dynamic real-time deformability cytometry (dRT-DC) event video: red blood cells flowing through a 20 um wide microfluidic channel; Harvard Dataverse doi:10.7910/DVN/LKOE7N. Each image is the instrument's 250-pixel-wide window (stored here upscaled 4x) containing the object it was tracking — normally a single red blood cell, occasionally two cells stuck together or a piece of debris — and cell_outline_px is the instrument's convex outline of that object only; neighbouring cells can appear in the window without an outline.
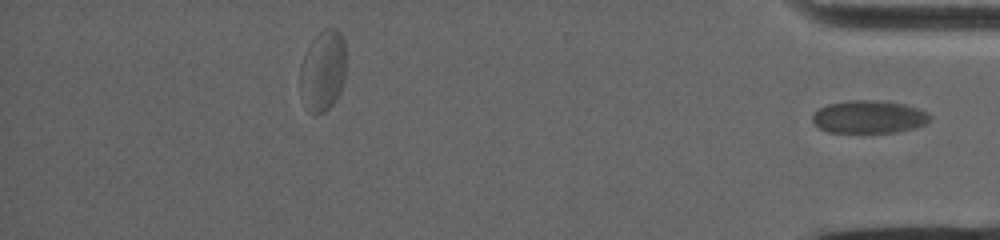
{"species": "common noctule bat (a hibernating species)", "species_latin": "Nyctalus noctula", "temperature_condition": "warm", "stored_images_in_passage": 62, "segment_of_instrument_passage": [2, 2], "camera_frame_rate_fps": 5000, "um_per_image_px": 0.085, "animal": {"sex": "female", "body_mass_g": 19.0, "forearm_length_mm": 53.3}, "frame": {"image": 1, "passage_image": 62, "time_ms": 13.2, "image_size_px": [1000, 240], "cell_outline_px": [[932, 120], [916, 128], [896, 132], [828, 132], [820, 128], [812, 120], [812, 116], [820, 108], [828, 104], [852, 100], [876, 100], [904, 104], [928, 112], [932, 116]], "centroid_in_image_um": [73.91, 9.94], "position_along_channel_um": 361.3, "area_um2": 22.37}}